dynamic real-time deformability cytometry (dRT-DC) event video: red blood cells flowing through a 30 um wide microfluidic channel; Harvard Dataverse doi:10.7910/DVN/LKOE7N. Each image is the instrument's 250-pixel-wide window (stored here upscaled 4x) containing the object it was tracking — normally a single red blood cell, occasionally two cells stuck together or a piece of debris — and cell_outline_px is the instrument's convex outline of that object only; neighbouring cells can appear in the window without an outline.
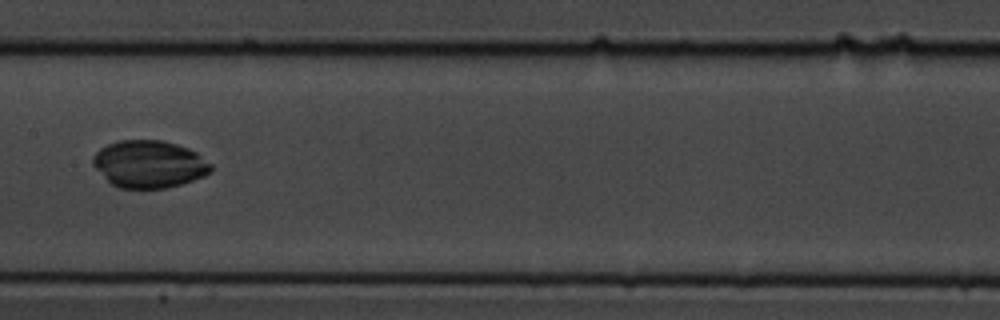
{"species": "common noctule bat (a hibernating species)", "species_latin": "Nyctalus noctula", "temperature_condition": "cold", "stored_images_in_passage": 9, "camera_frame_rate_fps": 3000, "um_per_image_px": 0.085, "animal": {"sex": "male", "body_mass_g": 19.5, "forearm_length_mm": 54.6}, "frame": {"image": 1, "passage_image": 7, "time_ms": 2.0, "image_size_px": [1000, 320], "cell_outline_px": [[212, 172], [204, 176], [168, 188], [120, 188], [112, 184], [92, 164], [92, 156], [100, 148], [108, 144], [120, 140], [160, 140], [176, 144], [188, 148], [196, 152], [212, 164]], "centroid_in_image_um": [12.69, 13.94], "position_along_channel_um": 194.7, "area_um2": 32.48}}
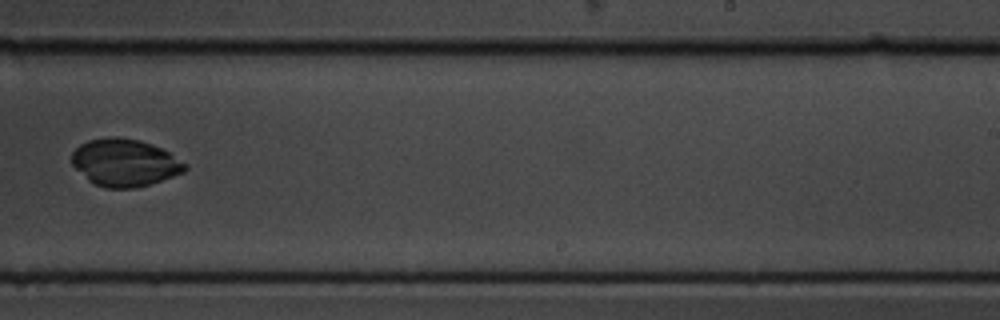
{"frame": {"image": 2, "passage_image": 9, "time_ms": 2.667, "image_size_px": [1000, 320], "cell_outline_px": [[188, 168], [184, 172], [136, 188], [104, 188], [92, 184], [72, 164], [72, 152], [80, 144], [88, 140], [108, 136], [116, 136], [140, 140], [152, 144], [168, 152], [188, 164]], "centroid_in_image_um": [10.59, 13.82], "position_along_channel_um": 278.4, "area_um2": 31.33}}